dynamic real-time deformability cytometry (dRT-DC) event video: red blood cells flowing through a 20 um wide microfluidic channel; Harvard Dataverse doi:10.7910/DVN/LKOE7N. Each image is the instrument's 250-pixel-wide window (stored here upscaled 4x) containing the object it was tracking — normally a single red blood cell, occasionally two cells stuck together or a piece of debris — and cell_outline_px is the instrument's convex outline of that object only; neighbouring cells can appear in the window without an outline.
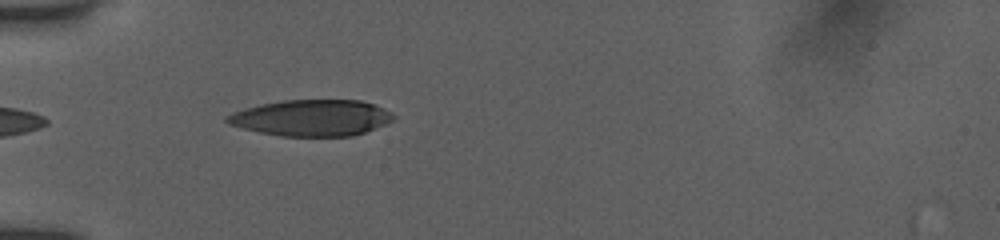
{"species": "human", "species_latin": "Homo sapiens", "temperature_condition": "room temperature", "stored_images_in_passage": 12, "camera_frame_rate_fps": 3000, "um_per_image_px": 0.085, "donor": {"sex": "female"}, "frame": {"image": 1, "passage_image": 1, "time_ms": 0.0, "image_size_px": [1000, 240], "cell_outline_px": [[396, 116], [392, 120], [384, 124], [364, 132], [352, 136], [280, 136], [260, 132], [228, 124], [224, 120], [224, 116], [232, 112], [244, 108], [260, 104], [284, 100], [360, 100], [372, 104], [392, 112]], "centroid_in_image_um": [26.44, 10.01], "position_along_channel_um": 58.6, "area_um2": 35.08}}
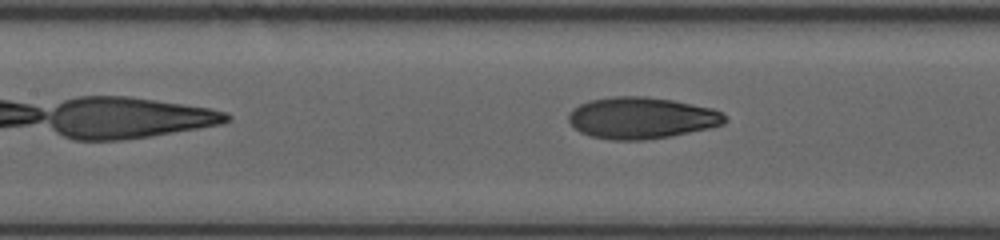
{"frame": {"image": 2, "passage_image": 6, "time_ms": 1.667, "image_size_px": [1000, 240], "cell_outline_px": [[728, 120], [724, 124], [708, 128], [672, 136], [644, 140], [612, 140], [592, 136], [580, 132], [568, 120], [568, 116], [580, 104], [588, 100], [612, 96], [644, 96], [672, 100], [712, 108], [720, 112]], "centroid_in_image_um": [54.54, 10.02], "position_along_channel_um": 152.9, "area_um2": 37.63}}
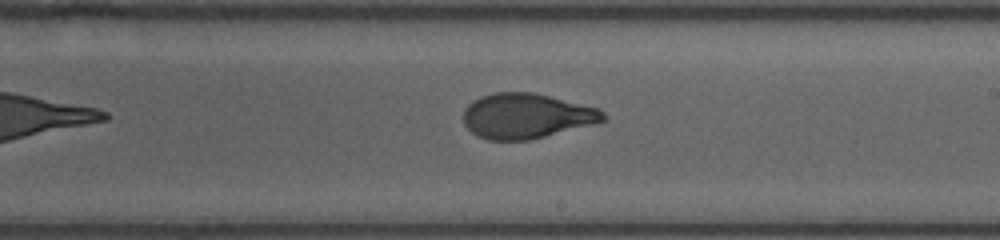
{"frame": {"image": 3, "passage_image": 12, "time_ms": 3.667, "image_size_px": [1000, 240], "cell_outline_px": [[608, 116], [604, 120], [592, 124], [528, 140], [488, 140], [476, 136], [464, 124], [464, 108], [472, 100], [480, 96], [496, 92], [532, 92], [600, 108]], "centroid_in_image_um": [44.72, 9.85], "position_along_channel_um": 244.3, "area_um2": 36.65}}